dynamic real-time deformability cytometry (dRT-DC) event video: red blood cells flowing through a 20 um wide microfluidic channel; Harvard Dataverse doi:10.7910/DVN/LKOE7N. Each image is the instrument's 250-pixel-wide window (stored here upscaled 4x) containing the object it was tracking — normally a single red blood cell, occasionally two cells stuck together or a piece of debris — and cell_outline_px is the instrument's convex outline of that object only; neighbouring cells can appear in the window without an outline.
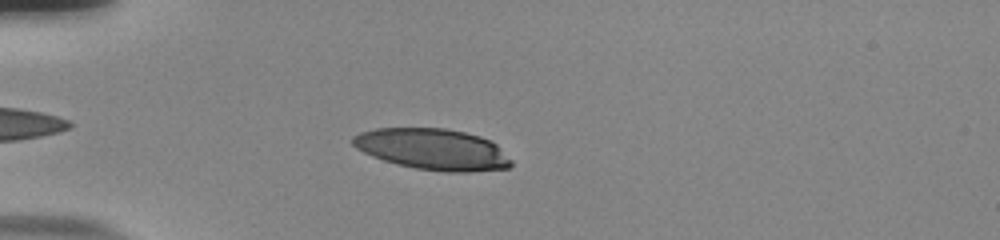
{"species": "human", "species_latin": "Homo sapiens", "temperature_condition": "room temperature", "stored_images_in_passage": 41, "camera_frame_rate_fps": 3000, "um_per_image_px": 0.085, "donor": {"sex": "male"}, "frame": {"image": 1, "passage_image": 3, "time_ms": 0.667, "image_size_px": [1000, 240], "cell_outline_px": [[512, 164], [508, 168], [468, 172], [448, 172], [416, 168], [396, 164], [372, 156], [356, 148], [352, 144], [352, 136], [360, 132], [376, 128], [444, 128], [464, 132], [480, 136], [496, 144], [512, 160]], "centroid_in_image_um": [36.77, 12.68], "position_along_channel_um": 48.2, "area_um2": 37.92}}
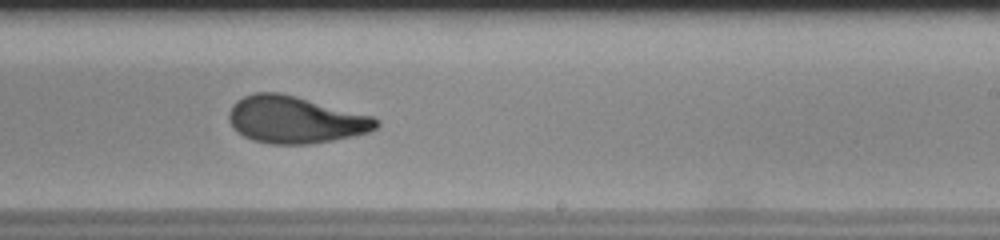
{"frame": {"image": 2, "passage_image": 22, "time_ms": 7.0, "image_size_px": [1000, 240], "cell_outline_px": [[380, 124], [376, 128], [368, 132], [352, 136], [332, 140], [308, 144], [272, 144], [252, 140], [236, 132], [232, 128], [228, 120], [228, 112], [232, 104], [236, 100], [244, 96], [256, 92], [276, 92], [372, 116], [380, 120]], "centroid_in_image_um": [25.03, 10.19], "position_along_channel_um": 264.0, "area_um2": 40.11}}
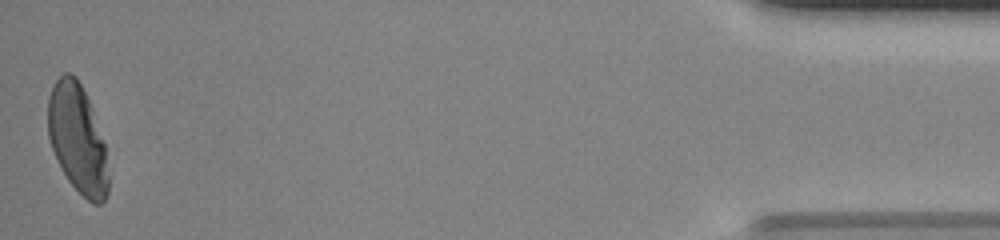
{"frame": {"image": 3, "passage_image": 41, "time_ms": 13.333, "image_size_px": [1000, 240], "cell_outline_px": [[108, 192], [104, 200], [100, 204], [92, 204], [68, 180], [52, 148], [48, 136], [48, 96], [56, 80], [64, 72], [72, 72], [76, 76], [92, 108], [104, 144], [108, 176]], "centroid_in_image_um": [6.58, 11.77], "position_along_channel_um": 428.6, "area_um2": 37.69}, "authors_computed_cell_mechanics": {"area_um2": 39.593, "velocity_mm_per_s": 3.8811, "shape_relaxation_time_tau1_ms": 6.1078, "shape_relaxation_time_tau2_ms": 1.1131, "deformation_change_tau1": 0.2143, "deformation_change_tau2": 0.0763}}